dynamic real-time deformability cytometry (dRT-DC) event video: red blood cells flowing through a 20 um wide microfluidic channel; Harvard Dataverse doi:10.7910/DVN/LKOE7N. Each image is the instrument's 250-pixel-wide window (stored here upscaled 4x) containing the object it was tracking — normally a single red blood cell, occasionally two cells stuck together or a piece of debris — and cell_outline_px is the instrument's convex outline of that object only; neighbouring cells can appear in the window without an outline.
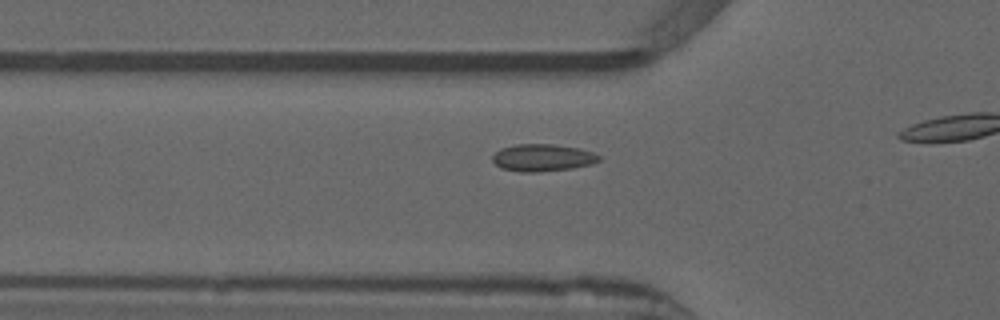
{"species": "common noctule bat (a hibernating species)", "species_latin": "Nyctalus noctula", "temperature_condition": "warm", "stored_images_in_passage": 22, "camera_frame_rate_fps": 3000, "um_per_image_px": 0.085, "animal": {"sex": "male", "forearm_length_mm": 52.5}, "frame": {"image": 1, "passage_image": 10, "time_ms": 3.0, "image_size_px": [1000, 320], "cell_outline_px": [[600, 160], [592, 164], [572, 168], [536, 172], [520, 172], [500, 168], [492, 160], [492, 156], [500, 148], [516, 144], [552, 144], [580, 148], [592, 152], [600, 156]], "centroid_in_image_um": [46.1, 13.4], "position_along_channel_um": 79.7, "area_um2": 16.94}}
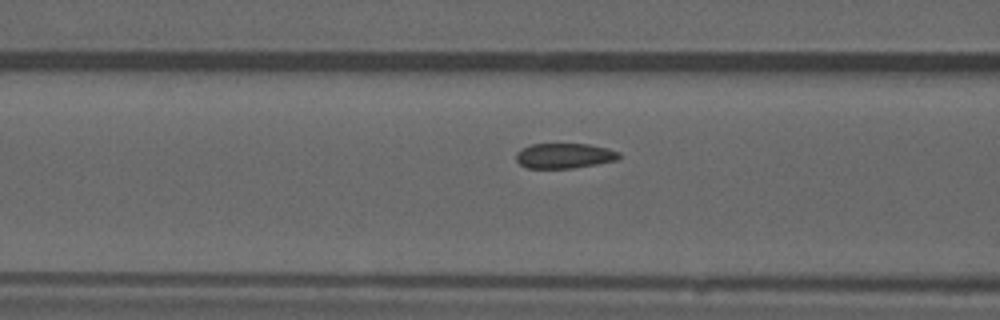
{"frame": {"image": 2, "passage_image": 13, "time_ms": 4.0, "image_size_px": [1000, 320], "cell_outline_px": [[620, 160], [572, 168], [528, 168], [520, 164], [516, 160], [516, 152], [532, 144], [588, 144], [608, 148], [620, 152]], "centroid_in_image_um": [48.01, 13.24], "position_along_channel_um": 118.6, "area_um2": 15.09}}